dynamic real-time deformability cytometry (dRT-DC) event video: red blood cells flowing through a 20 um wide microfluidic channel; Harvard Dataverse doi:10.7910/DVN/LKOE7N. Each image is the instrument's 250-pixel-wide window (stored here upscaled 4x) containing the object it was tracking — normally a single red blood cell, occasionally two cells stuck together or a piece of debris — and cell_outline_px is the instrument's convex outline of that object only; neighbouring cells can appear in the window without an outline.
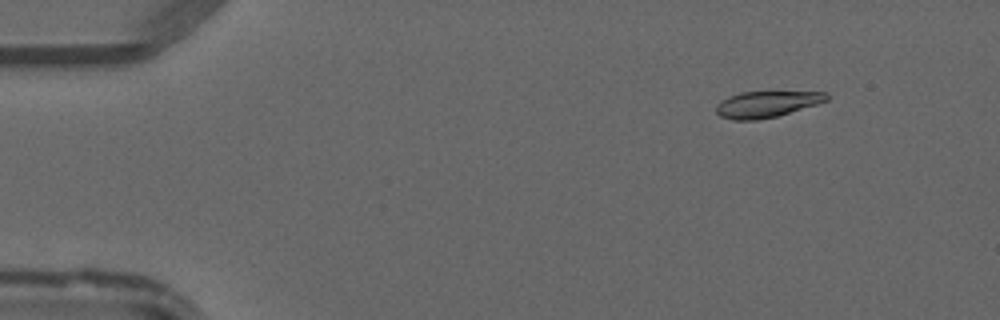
{"species": "common noctule bat (a hibernating species)", "species_latin": "Nyctalus noctula", "temperature_condition": "warm", "stored_images_in_passage": 48, "camera_frame_rate_fps": 3000, "um_per_image_px": 0.085, "animal": {"sex": "male", "forearm_length_mm": 52.5}, "frame": {"image": 1, "passage_image": 6, "time_ms": 1.667, "image_size_px": [1000, 320], "cell_outline_px": [[828, 100], [816, 104], [776, 116], [756, 120], [732, 120], [720, 116], [716, 112], [716, 104], [720, 100], [728, 96], [740, 92], [828, 92]], "centroid_in_image_um": [65.11, 8.85], "position_along_channel_um": 19.9, "area_um2": 16.76}}
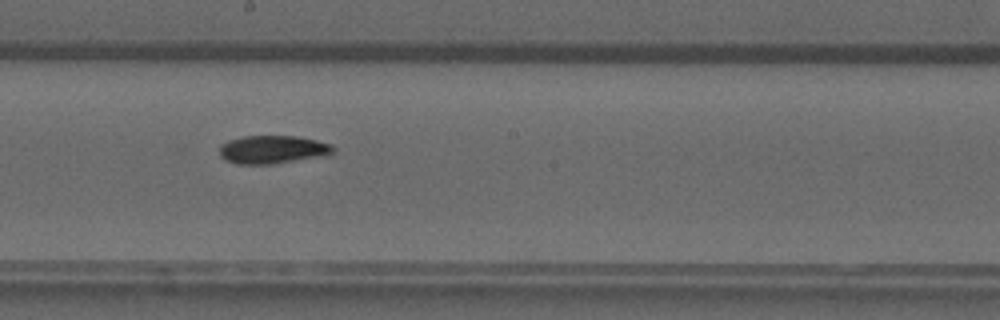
{"frame": {"image": 2, "passage_image": 27, "time_ms": 8.667, "image_size_px": [1000, 320], "cell_outline_px": [[336, 148], [332, 156], [272, 164], [236, 164], [224, 160], [220, 156], [220, 144], [228, 140], [244, 136], [296, 136], [316, 140], [332, 144]], "centroid_in_image_um": [23.24, 12.72], "position_along_channel_um": 225.0, "area_um2": 19.19}}
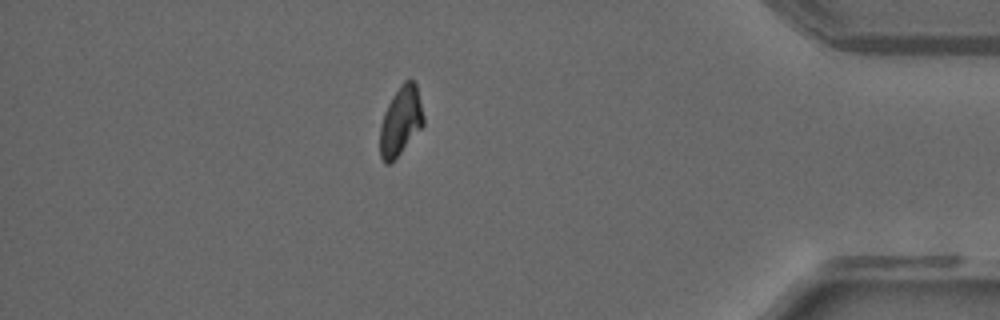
{"frame": {"image": 3, "passage_image": 42, "time_ms": 13.667, "image_size_px": [1000, 320], "cell_outline_px": [[424, 124], [400, 152], [388, 164], [384, 164], [380, 156], [380, 124], [384, 112], [392, 96], [404, 80], [412, 80], [416, 84], [424, 116]], "centroid_in_image_um": [34.04, 10.27], "position_along_channel_um": 401.2, "area_um2": 17.17}}